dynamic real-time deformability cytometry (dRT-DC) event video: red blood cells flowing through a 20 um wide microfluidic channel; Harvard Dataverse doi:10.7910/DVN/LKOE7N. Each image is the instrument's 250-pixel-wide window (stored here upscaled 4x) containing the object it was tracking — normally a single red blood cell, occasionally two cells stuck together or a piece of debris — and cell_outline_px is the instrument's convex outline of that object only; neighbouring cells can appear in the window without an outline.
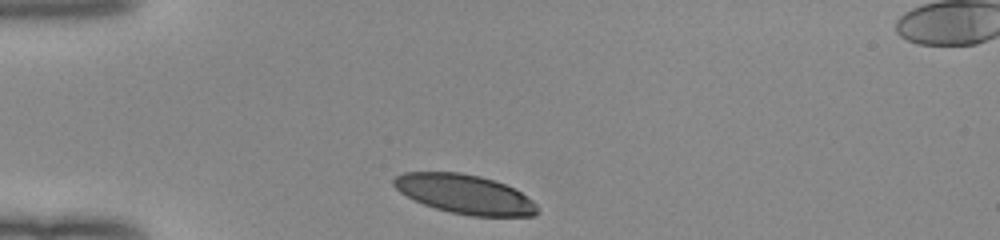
{"species": "human", "species_latin": "Homo sapiens", "temperature_condition": "room temperature", "stored_images_in_passage": 30, "camera_frame_rate_fps": 3000, "um_per_image_px": 0.085, "donor": {"sex": "female"}, "frame": {"image": 1, "passage_image": 1, "time_ms": 0.0, "image_size_px": [1000, 240], "cell_outline_px": [[536, 212], [532, 216], [472, 216], [448, 212], [424, 204], [400, 192], [392, 184], [392, 180], [396, 176], [404, 172], [460, 172], [480, 176], [504, 184], [520, 192], [532, 200], [536, 204]], "centroid_in_image_um": [39.47, 16.5], "position_along_channel_um": 45.5, "area_um2": 32.48}}
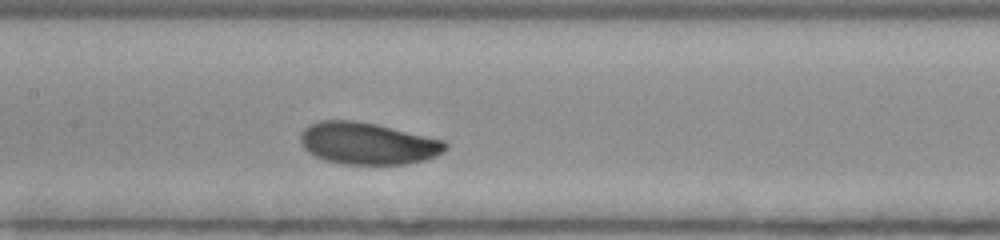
{"frame": {"image": 2, "passage_image": 13, "time_ms": 4.0, "image_size_px": [1000, 240], "cell_outline_px": [[448, 148], [444, 152], [436, 156], [424, 160], [408, 164], [340, 164], [324, 160], [308, 152], [300, 144], [300, 132], [308, 124], [320, 120], [352, 120], [376, 124], [444, 140], [448, 144]], "centroid_in_image_um": [31.23, 12.19], "position_along_channel_um": 176.2, "area_um2": 35.72}}
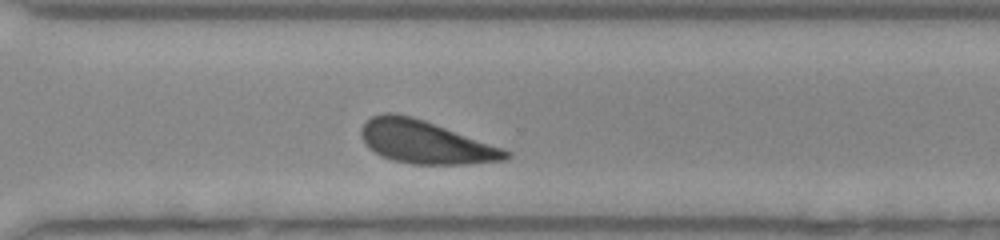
{"frame": {"image": 3, "passage_image": 25, "time_ms": 8.0, "image_size_px": [1000, 240], "cell_outline_px": [[512, 156], [508, 160], [468, 164], [412, 164], [392, 160], [380, 156], [368, 148], [364, 144], [360, 136], [360, 128], [372, 116], [384, 112], [392, 112], [412, 116], [424, 120], [512, 152]], "centroid_in_image_um": [36.11, 12.09], "position_along_channel_um": 334.5, "area_um2": 36.18}, "authors_computed_cell_mechanics": {"area_um2": 35.6337, "velocity_mm_per_s": 3.9607, "shape_relaxation_time_tau1_ms": 1.1493, "shape_relaxation_time_tau2_ms": null, "deformation_change_tau1": 0.0766, "deformation_change_tau2": null}}